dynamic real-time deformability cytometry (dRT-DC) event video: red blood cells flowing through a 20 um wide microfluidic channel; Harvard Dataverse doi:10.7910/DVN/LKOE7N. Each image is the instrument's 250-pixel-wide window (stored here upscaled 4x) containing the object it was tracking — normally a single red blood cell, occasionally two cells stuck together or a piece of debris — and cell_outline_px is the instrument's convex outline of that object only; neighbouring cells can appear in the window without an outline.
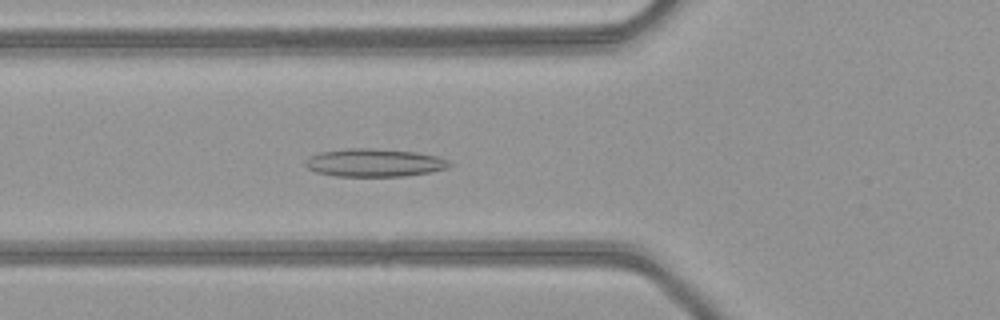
{"species": "common noctule bat (a hibernating species)", "species_latin": "Nyctalus noctula", "temperature_condition": "warm", "stored_images_in_passage": 51, "camera_frame_rate_fps": 3000, "um_per_image_px": 0.085, "animal": {"sex": "female", "body_mass_g": 21.9}, "frame": {"image": 1, "passage_image": 19, "time_ms": 6.0, "image_size_px": [1000, 320], "cell_outline_px": [[456, 164], [448, 168], [432, 172], [404, 176], [336, 176], [316, 172], [308, 168], [304, 164], [304, 160], [308, 156], [320, 152], [348, 148], [376, 148], [416, 152], [440, 156]], "centroid_in_image_um": [31.86, 13.82], "position_along_channel_um": 93.9, "area_um2": 23.93}}
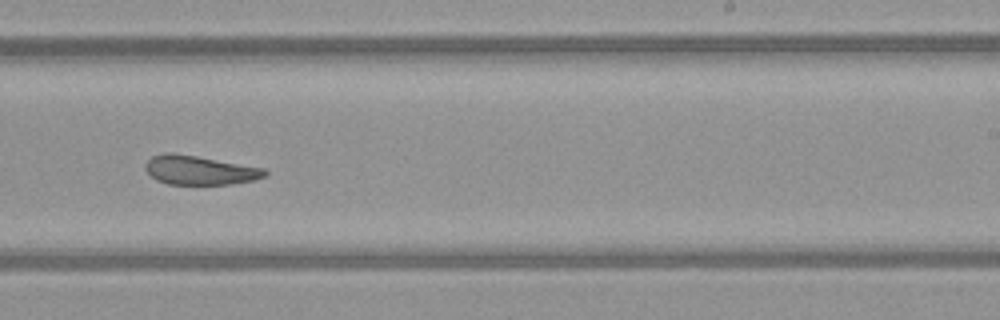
{"frame": {"image": 2, "passage_image": 32, "time_ms": 10.333, "image_size_px": [1000, 320], "cell_outline_px": [[268, 172], [264, 176], [252, 180], [228, 184], [168, 184], [156, 180], [144, 168], [144, 164], [152, 156], [164, 152], [172, 152], [196, 156], [264, 168]], "centroid_in_image_um": [16.91, 14.45], "position_along_channel_um": 272.1, "area_um2": 20.06}}
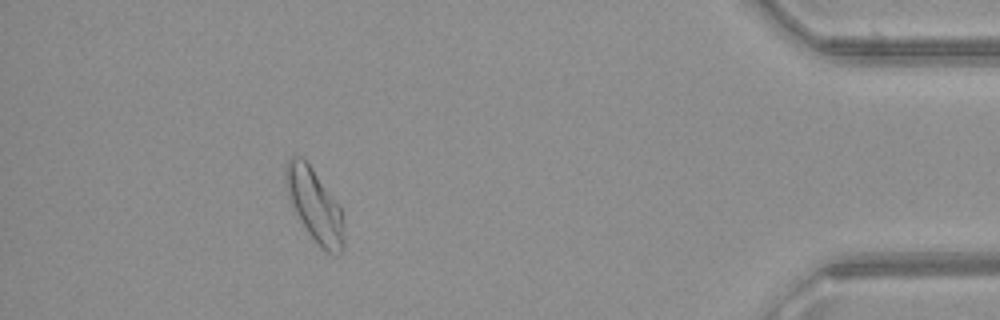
{"frame": {"image": 3, "passage_image": 46, "time_ms": 15.0, "image_size_px": [1000, 320], "cell_outline_px": [[344, 248], [340, 256], [336, 256], [320, 248], [308, 232], [292, 208], [284, 184], [284, 172], [288, 160], [292, 156], [304, 156], [340, 204], [344, 224]], "centroid_in_image_um": [26.76, 17.44], "position_along_channel_um": 408.4, "area_um2": 25.49}, "authors_computed_cell_mechanics": {"area_um2": 23.9292, "velocity_mm_per_s": 4.0945, "shape_relaxation_time_tau1_ms": null, "shape_relaxation_time_tau2_ms": 3.0514, "deformation_change_tau1": null, "deformation_change_tau2": 0.1143}}